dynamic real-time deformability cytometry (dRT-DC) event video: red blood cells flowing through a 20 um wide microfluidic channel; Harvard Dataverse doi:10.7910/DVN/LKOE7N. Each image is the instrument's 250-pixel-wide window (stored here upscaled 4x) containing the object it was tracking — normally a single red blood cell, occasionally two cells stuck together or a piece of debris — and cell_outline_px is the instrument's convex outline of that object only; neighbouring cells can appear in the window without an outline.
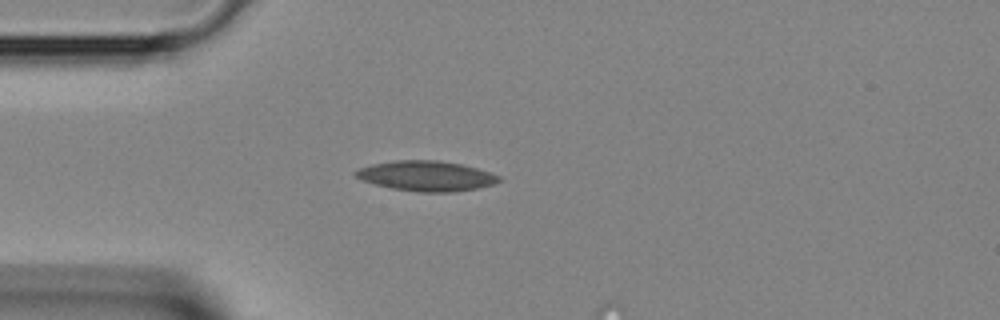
{"species": "Egyptian fruit bat (a non-hibernating species)", "species_latin": "Rousettus aegyptiacus", "temperature_condition": "room temperature", "stored_images_in_passage": 2, "camera_frame_rate_fps": 3000, "um_per_image_px": 0.085, "animal": {"sex": "female"}, "frame": {"image": 1, "passage_image": 2, "time_ms": 0.333, "image_size_px": [1000, 320], "cell_outline_px": [[504, 180], [492, 184], [476, 188], [456, 192], [420, 192], [392, 188], [376, 184], [364, 180], [356, 176], [352, 172], [360, 168], [372, 164], [396, 160], [440, 160], [460, 164], [476, 168], [500, 176]], "centroid_in_image_um": [36.25, 14.95], "position_along_channel_um": 48.7, "area_um2": 24.97}}